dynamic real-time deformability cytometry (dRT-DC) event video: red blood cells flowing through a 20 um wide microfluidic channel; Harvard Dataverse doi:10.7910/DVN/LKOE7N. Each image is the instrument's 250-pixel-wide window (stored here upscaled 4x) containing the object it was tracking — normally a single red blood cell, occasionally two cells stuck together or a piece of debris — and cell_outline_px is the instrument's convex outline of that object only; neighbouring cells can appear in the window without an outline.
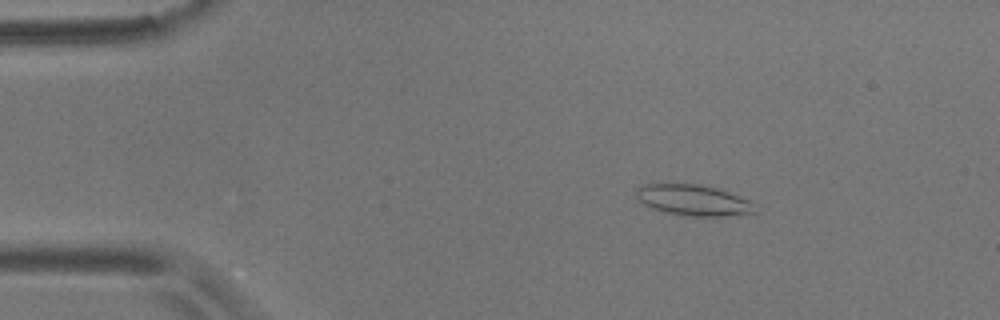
{"species": "common noctule bat (a hibernating species)", "species_latin": "Nyctalus noctula", "temperature_condition": "room temperature", "stored_images_in_passage": 55, "camera_frame_rate_fps": 3000, "um_per_image_px": 0.085, "animal": {"sex": "male", "body_mass_g": 17.9}, "frame": {"image": 1, "passage_image": 8, "time_ms": 2.333, "image_size_px": [1000, 320], "cell_outline_px": [[760, 204], [756, 212], [724, 216], [680, 216], [664, 212], [652, 208], [644, 204], [636, 196], [636, 192], [644, 184], [700, 184], [716, 188], [752, 200]], "centroid_in_image_um": [59.02, 17.03], "position_along_channel_um": 26.0, "area_um2": 21.62}}
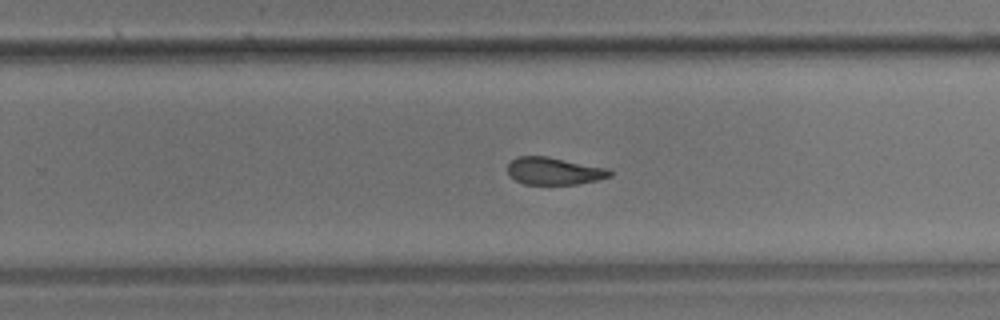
{"frame": {"image": 2, "passage_image": 35, "time_ms": 11.333, "image_size_px": [1000, 320], "cell_outline_px": [[612, 176], [596, 180], [576, 184], [524, 184], [516, 180], [508, 172], [508, 164], [516, 156], [548, 156], [608, 168], [612, 172]], "centroid_in_image_um": [47.11, 14.52], "position_along_channel_um": 282.7, "area_um2": 16.24}}
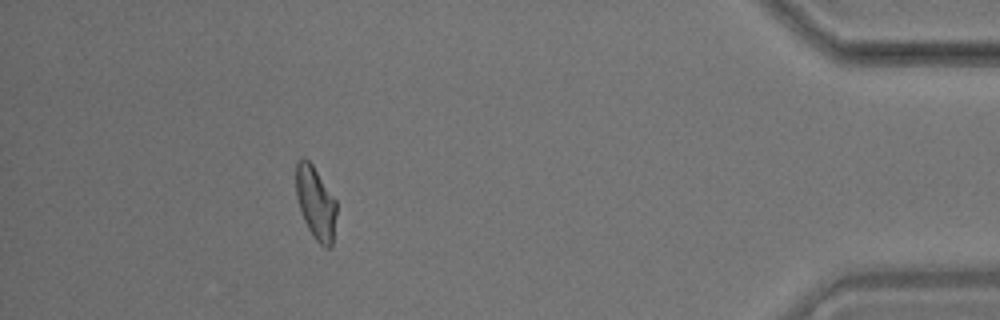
{"frame": {"image": 3, "passage_image": 50, "time_ms": 16.333, "image_size_px": [1000, 320], "cell_outline_px": [[336, 212], [332, 248], [324, 248], [316, 240], [308, 228], [304, 220], [296, 196], [296, 164], [304, 156], [312, 164], [336, 200]], "centroid_in_image_um": [26.84, 17.26], "position_along_channel_um": 408.4, "area_um2": 17.05}, "authors_computed_cell_mechanics": {"area_um2": 17.8024, "velocity_mm_per_s": 3.5565, "shape_relaxation_time_tau1_ms": null, "shape_relaxation_time_tau2_ms": 3.1692, "deformation_change_tau1": null, "deformation_change_tau2": 0.1049}}